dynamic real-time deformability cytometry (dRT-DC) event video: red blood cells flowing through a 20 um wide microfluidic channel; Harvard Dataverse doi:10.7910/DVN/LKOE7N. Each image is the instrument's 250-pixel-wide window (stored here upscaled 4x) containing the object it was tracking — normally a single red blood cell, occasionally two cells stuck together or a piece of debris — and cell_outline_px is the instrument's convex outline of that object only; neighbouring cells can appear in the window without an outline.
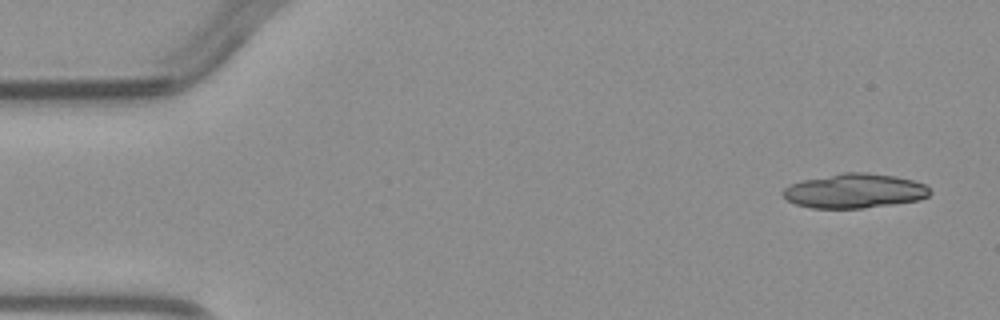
{"species": "common noctule bat (a hibernating species)", "species_latin": "Nyctalus noctula", "temperature_condition": "warm", "stored_images_in_passage": 5, "camera_frame_rate_fps": 3000, "um_per_image_px": 0.085, "animal": {"sex": "male", "body_mass_g": 23.1, "forearm_length_mm": 52.7}, "frame": {"image": 1, "passage_image": 1, "time_ms": 0.0, "image_size_px": [1000, 320], "cell_outline_px": [[932, 192], [928, 196], [920, 200], [864, 208], [812, 208], [796, 204], [788, 200], [780, 192], [784, 188], [792, 184], [804, 180], [844, 172], [864, 172], [896, 176], [912, 180], [924, 184]], "centroid_in_image_um": [72.65, 16.23], "position_along_channel_um": 12.3, "area_um2": 29.36}}